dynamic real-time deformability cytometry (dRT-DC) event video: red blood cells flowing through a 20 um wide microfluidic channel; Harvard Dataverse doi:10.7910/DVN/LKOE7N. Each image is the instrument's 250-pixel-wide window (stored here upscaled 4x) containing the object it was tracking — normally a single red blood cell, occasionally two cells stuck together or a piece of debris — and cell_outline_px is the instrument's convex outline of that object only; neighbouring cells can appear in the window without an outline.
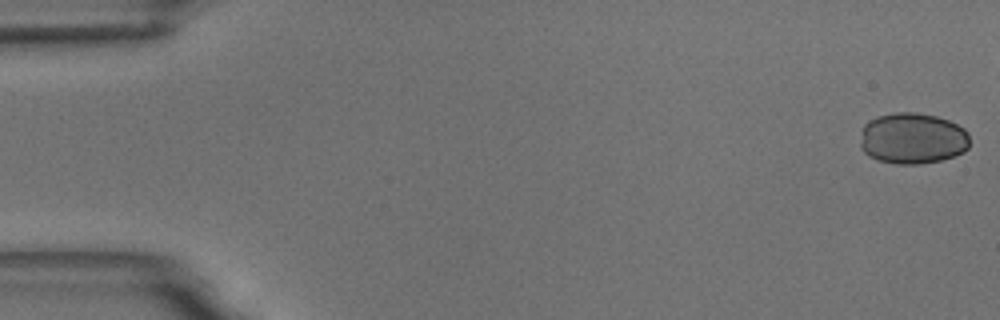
{"species": "common noctule bat (a hibernating species)", "species_latin": "Nyctalus noctula", "temperature_condition": "room temperature", "stored_images_in_passage": 50, "camera_frame_rate_fps": 3000, "um_per_image_px": 0.085, "animal": {"sex": "male", "body_mass_g": 18.8}, "frame": {"image": 1, "passage_image": 1, "time_ms": 0.0, "image_size_px": [1000, 320], "cell_outline_px": [[968, 148], [964, 152], [940, 160], [920, 164], [896, 164], [876, 160], [868, 156], [860, 148], [860, 132], [864, 124], [868, 120], [876, 116], [896, 112], [916, 112], [936, 116], [948, 120], [964, 128], [968, 132]], "centroid_in_image_um": [77.52, 11.76], "position_along_channel_um": 7.5, "area_um2": 33.06}}